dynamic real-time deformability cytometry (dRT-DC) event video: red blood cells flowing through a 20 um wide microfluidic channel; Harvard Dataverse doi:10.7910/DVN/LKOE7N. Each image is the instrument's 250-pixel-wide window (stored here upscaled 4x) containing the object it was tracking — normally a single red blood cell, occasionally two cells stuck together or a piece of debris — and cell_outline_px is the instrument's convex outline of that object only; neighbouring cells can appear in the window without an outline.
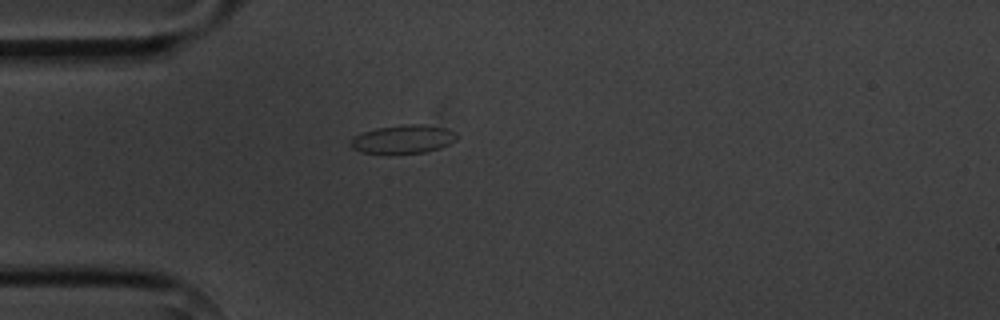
{"species": "common noctule bat (a hibernating species)", "species_latin": "Nyctalus noctula", "temperature_condition": "cold", "stored_images_in_passage": 1, "camera_frame_rate_fps": 3000, "um_per_image_px": 0.085, "animal": {"sex": "male", "body_mass_g": 20.1, "forearm_length_mm": 53.5}, "frame": {"image": 1, "passage_image": 1, "time_ms": 0.0, "image_size_px": [1000, 320], "cell_outline_px": [[456, 140], [440, 148], [424, 152], [360, 152], [352, 148], [348, 144], [356, 136], [364, 132], [376, 128], [404, 124], [424, 124], [444, 128], [452, 132], [456, 136]], "centroid_in_image_um": [34.25, 11.81], "position_along_channel_um": 50.7, "area_um2": 17.05}}